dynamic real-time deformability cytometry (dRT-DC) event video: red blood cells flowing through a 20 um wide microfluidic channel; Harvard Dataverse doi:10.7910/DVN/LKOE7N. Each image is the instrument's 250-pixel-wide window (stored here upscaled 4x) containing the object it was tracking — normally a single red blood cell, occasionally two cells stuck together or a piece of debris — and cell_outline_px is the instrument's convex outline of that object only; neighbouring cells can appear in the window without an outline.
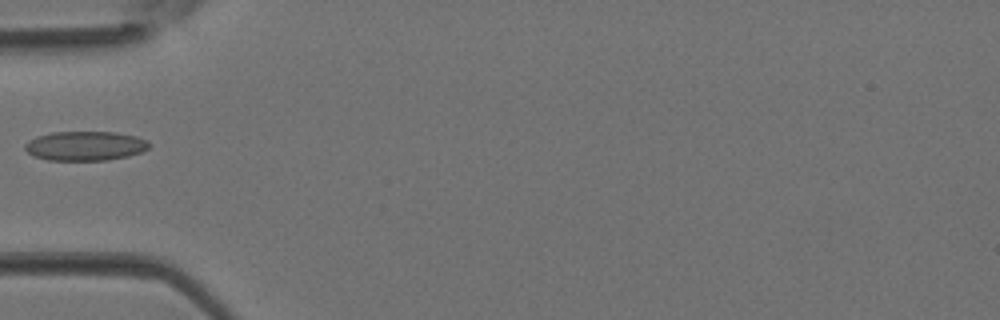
{"species": "Egyptian fruit bat (a non-hibernating species)", "species_latin": "Rousettus aegyptiacus", "temperature_condition": "room temperature", "stored_images_in_passage": 3, "camera_frame_rate_fps": 3000, "um_per_image_px": 0.085, "animal": {"sex": "female"}, "frame": {"image": 1, "passage_image": 3, "time_ms": 0.667, "image_size_px": [1000, 320], "cell_outline_px": [[148, 148], [140, 152], [128, 156], [108, 160], [48, 160], [32, 156], [24, 148], [24, 144], [28, 140], [36, 136], [52, 132], [116, 132], [136, 136], [148, 140]], "centroid_in_image_um": [7.21, 12.4], "position_along_channel_um": 77.8, "area_um2": 21.33}}